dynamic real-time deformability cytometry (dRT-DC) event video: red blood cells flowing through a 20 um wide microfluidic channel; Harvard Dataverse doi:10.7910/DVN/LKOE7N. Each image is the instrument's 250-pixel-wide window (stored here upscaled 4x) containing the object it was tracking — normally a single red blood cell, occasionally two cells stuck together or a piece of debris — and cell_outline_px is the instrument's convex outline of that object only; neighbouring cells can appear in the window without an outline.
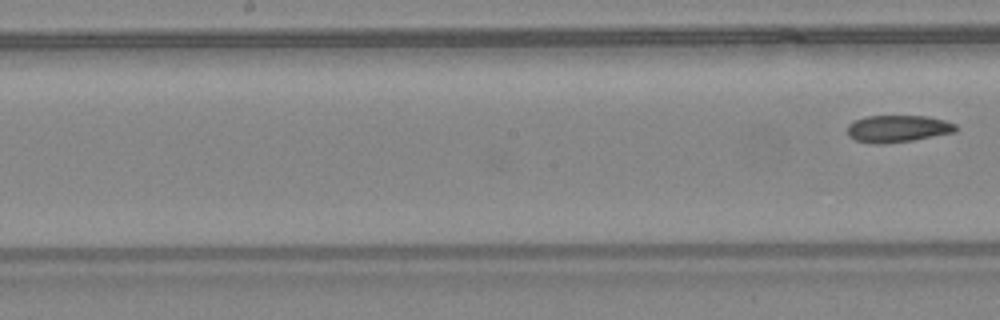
{"species": "common noctule bat (a hibernating species)", "species_latin": "Nyctalus noctula", "temperature_condition": "warm", "stored_images_in_passage": 8, "camera_frame_rate_fps": 3000, "um_per_image_px": 0.085, "animal": {"sex": "female", "body_mass_g": 24.6, "forearm_length_mm": 56.2}, "frame": {"image": 1, "passage_image": 8, "time_ms": 2.333, "image_size_px": [1000, 320], "cell_outline_px": [[956, 132], [912, 140], [880, 144], [876, 144], [856, 140], [848, 136], [848, 124], [864, 116], [928, 116], [944, 120], [956, 124]], "centroid_in_image_um": [76.31, 10.93], "position_along_channel_um": 171.9, "area_um2": 16.99}}